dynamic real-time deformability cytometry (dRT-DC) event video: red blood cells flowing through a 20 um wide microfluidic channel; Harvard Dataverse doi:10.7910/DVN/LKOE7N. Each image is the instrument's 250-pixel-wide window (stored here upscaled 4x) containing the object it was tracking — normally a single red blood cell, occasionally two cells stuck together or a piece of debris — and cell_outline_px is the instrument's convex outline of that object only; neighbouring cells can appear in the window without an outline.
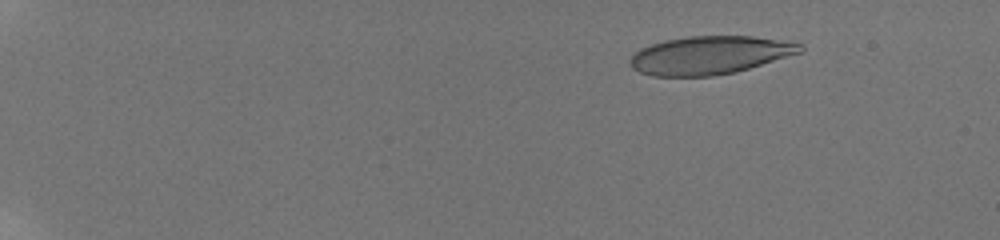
{"species": "human", "species_latin": "Homo sapiens", "temperature_condition": "room temperature", "stored_images_in_passage": 32, "camera_frame_rate_fps": 3000, "um_per_image_px": 0.085, "donor": {"sex": "male"}, "frame": {"image": 1, "passage_image": 2, "time_ms": 1.0, "image_size_px": [1000, 240], "cell_outline_px": [[804, 52], [736, 72], [712, 76], [652, 76], [640, 72], [632, 68], [628, 64], [628, 60], [640, 48], [664, 40], [688, 36], [752, 36], [804, 44]], "centroid_in_image_um": [60.33, 4.69], "position_along_channel_um": 24.7, "area_um2": 38.03}}
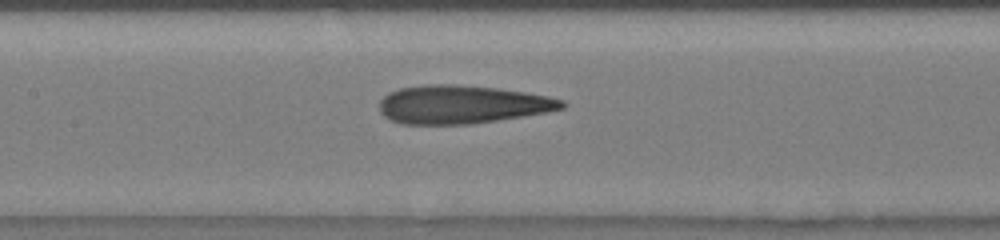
{"frame": {"image": 2, "passage_image": 14, "time_ms": 8.667, "image_size_px": [1000, 240], "cell_outline_px": [[568, 104], [564, 108], [548, 112], [472, 124], [400, 124], [388, 120], [380, 112], [380, 100], [388, 92], [400, 88], [428, 84], [456, 84], [496, 88], [524, 92], [548, 96], [564, 100]], "centroid_in_image_um": [39.26, 8.88], "position_along_channel_um": 168.1, "area_um2": 40.98}}
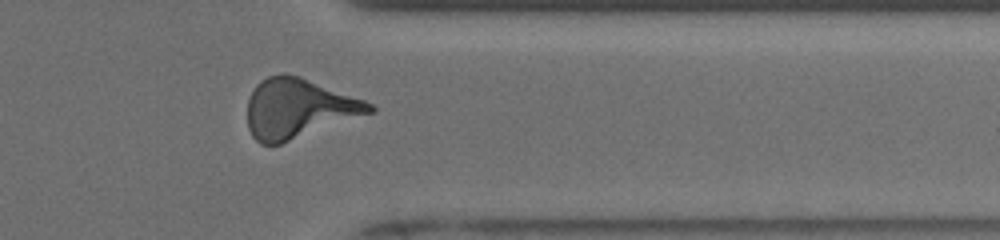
{"frame": {"image": 3, "passage_image": 27, "time_ms": 14.333, "image_size_px": [1000, 240], "cell_outline_px": [[376, 112], [280, 144], [260, 144], [252, 136], [248, 128], [248, 100], [256, 84], [260, 80], [268, 76], [284, 72], [300, 76], [364, 100], [372, 104], [376, 108]], "centroid_in_image_um": [25.38, 9.22], "position_along_channel_um": 386.0, "area_um2": 42.54}, "authors_computed_cell_mechanics": {"area_um2": 39.7953, "velocity_mm_per_s": 3.8683, "shape_relaxation_time_tau1_ms": 8.5348, "shape_relaxation_time_tau2_ms": 1.9077, "deformation_change_tau1": 0.2595, "deformation_change_tau2": 0.1312}}